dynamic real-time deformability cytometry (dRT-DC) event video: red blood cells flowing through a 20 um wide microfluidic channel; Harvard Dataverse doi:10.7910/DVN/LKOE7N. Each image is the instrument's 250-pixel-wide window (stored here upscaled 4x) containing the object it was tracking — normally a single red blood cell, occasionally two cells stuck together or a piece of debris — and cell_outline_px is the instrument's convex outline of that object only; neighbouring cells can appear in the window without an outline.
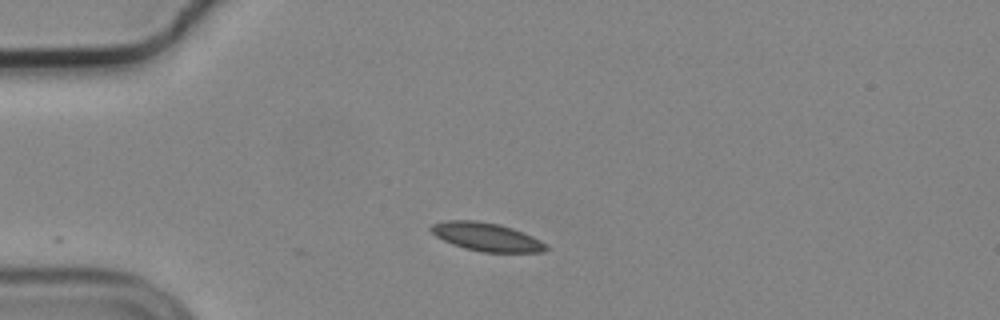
{"species": "common noctule bat (a hibernating species)", "species_latin": "Nyctalus noctula", "temperature_condition": "cold", "stored_images_in_passage": 12, "camera_frame_rate_fps": 3000, "um_per_image_px": 0.085, "animal": {"sex": "male", "body_mass_g": 19.2, "forearm_length_mm": 51.8}, "frame": {"image": 1, "passage_image": 1, "time_ms": 0.0, "image_size_px": [1000, 320], "cell_outline_px": [[548, 248], [544, 252], [480, 252], [464, 248], [452, 244], [436, 236], [428, 228], [432, 224], [448, 220], [476, 220], [500, 224], [512, 228], [532, 236], [548, 244]], "centroid_in_image_um": [41.36, 20.13], "position_along_channel_um": 43.6, "area_um2": 19.07}}
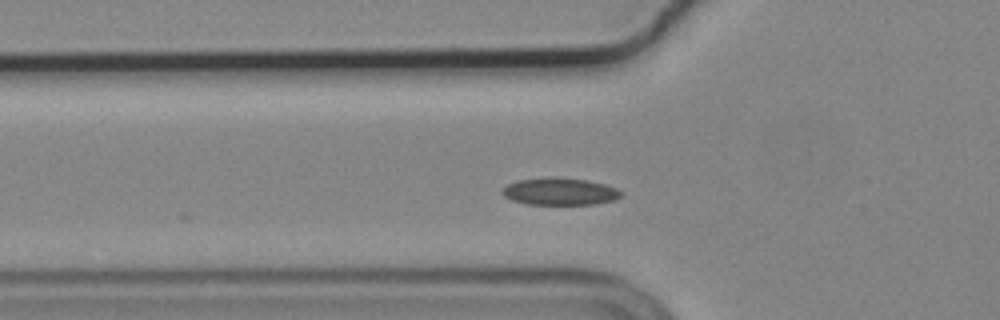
{"frame": {"image": 2, "passage_image": 6, "time_ms": 1.667, "image_size_px": [1000, 320], "cell_outline_px": [[624, 192], [620, 196], [612, 200], [596, 204], [528, 204], [512, 200], [504, 196], [500, 192], [508, 184], [520, 180], [552, 176], [588, 180], [604, 184], [616, 188]], "centroid_in_image_um": [47.59, 16.27], "position_along_channel_um": 78.2, "area_um2": 18.79}}
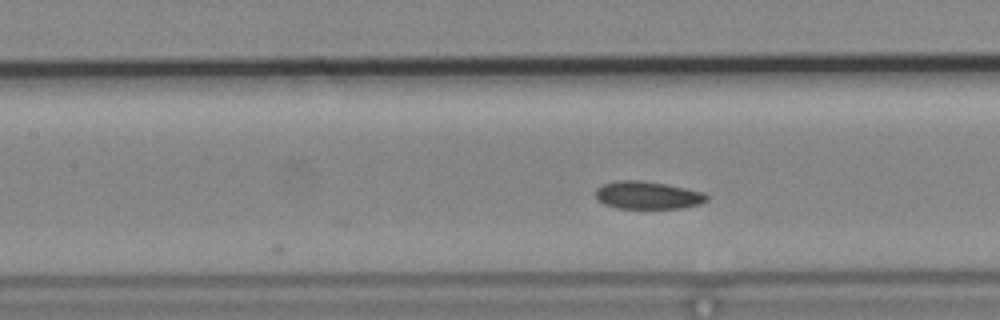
{"frame": {"image": 3, "passage_image": 12, "time_ms": 3.667, "image_size_px": [1000, 320], "cell_outline_px": [[708, 200], [700, 204], [680, 208], [616, 208], [604, 204], [596, 196], [596, 188], [604, 184], [620, 180], [644, 180], [704, 192], [708, 196]], "centroid_in_image_um": [55.06, 16.59], "position_along_channel_um": 152.3, "area_um2": 17.8}}